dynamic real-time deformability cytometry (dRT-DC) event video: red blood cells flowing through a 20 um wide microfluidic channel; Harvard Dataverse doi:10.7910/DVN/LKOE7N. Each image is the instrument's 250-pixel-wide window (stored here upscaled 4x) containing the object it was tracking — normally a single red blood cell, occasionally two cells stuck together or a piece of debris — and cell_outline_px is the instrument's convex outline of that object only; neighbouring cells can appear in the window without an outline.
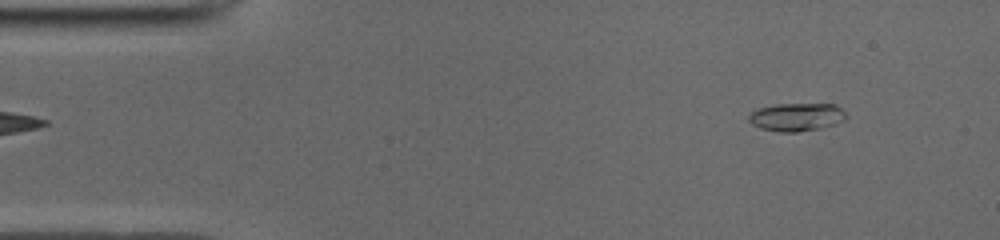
{"species": "common noctule bat (a hibernating species)", "species_latin": "Nyctalus noctula", "temperature_condition": "cold", "stored_images_in_passage": 46, "camera_frame_rate_fps": 3000, "um_per_image_px": 0.085, "animal": {"sex": "male", "body_mass_g": 19.0, "forearm_length_mm": 50.8}, "frame": {"image": 1, "passage_image": 1, "time_ms": 0.0, "image_size_px": [1000, 240], "cell_outline_px": [[848, 116], [844, 120], [836, 124], [820, 128], [796, 132], [780, 132], [760, 128], [752, 124], [748, 120], [748, 116], [752, 112], [760, 108], [776, 104], [836, 104]], "centroid_in_image_um": [67.72, 9.95], "position_along_channel_um": 17.3, "area_um2": 15.9}}
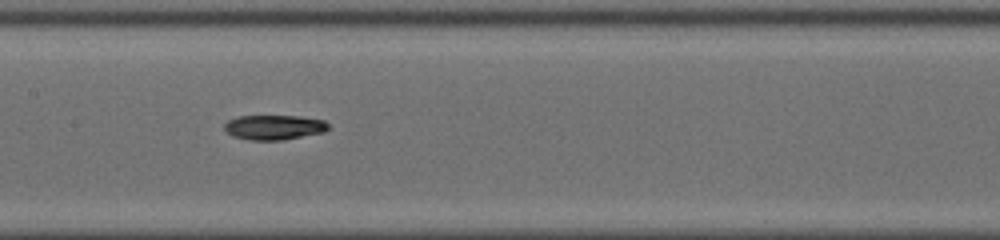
{"frame": {"image": 2, "passage_image": 20, "time_ms": 6.333, "image_size_px": [1000, 240], "cell_outline_px": [[328, 128], [324, 132], [280, 140], [248, 140], [232, 136], [224, 128], [224, 124], [228, 120], [236, 116], [300, 116], [324, 120], [328, 124]], "centroid_in_image_um": [23.27, 10.81], "position_along_channel_um": 184.1, "area_um2": 14.97}}
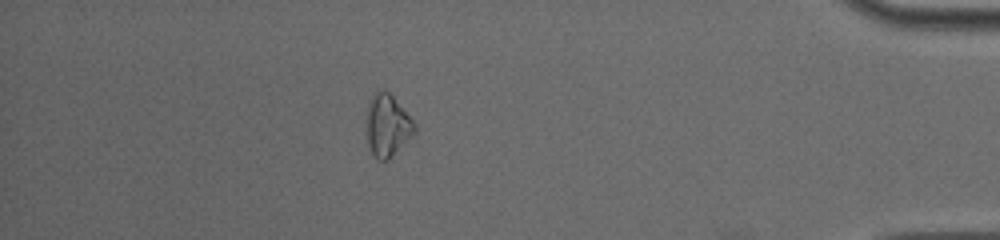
{"frame": {"image": 3, "passage_image": 40, "time_ms": 13.0, "image_size_px": [1000, 240], "cell_outline_px": [[416, 132], [388, 160], [380, 160], [372, 152], [368, 144], [368, 108], [372, 96], [376, 92], [384, 88], [392, 96], [416, 124]], "centroid_in_image_um": [32.96, 10.67], "position_along_channel_um": 402.2, "area_um2": 16.82}, "authors_computed_cell_mechanics": {"area_um2": 15.2014, "velocity_mm_per_s": 3.9726, "shape_relaxation_time_tau1_ms": 4.0998, "shape_relaxation_time_tau2_ms": 5.6932, "deformation_change_tau1": 0.1356, "deformation_change_tau2": 0.1175}}